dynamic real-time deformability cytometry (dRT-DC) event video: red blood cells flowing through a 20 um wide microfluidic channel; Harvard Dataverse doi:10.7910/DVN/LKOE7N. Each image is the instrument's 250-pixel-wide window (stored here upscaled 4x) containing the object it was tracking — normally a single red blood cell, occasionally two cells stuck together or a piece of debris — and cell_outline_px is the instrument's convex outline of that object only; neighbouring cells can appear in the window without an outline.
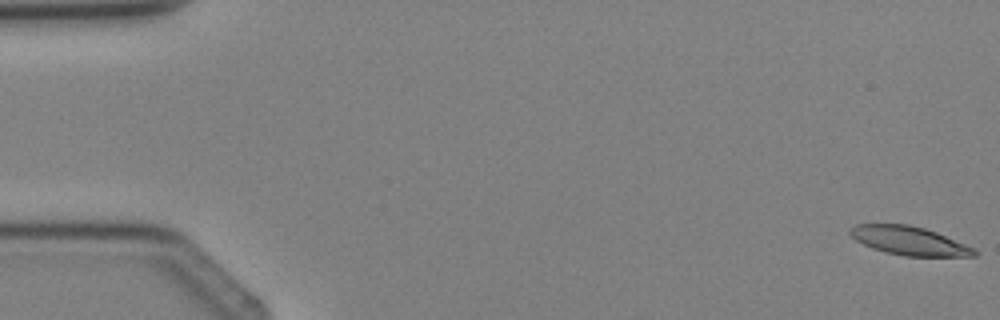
{"species": "Egyptian fruit bat (a non-hibernating species)", "species_latin": "Rousettus aegyptiacus", "temperature_condition": "cold", "stored_images_in_passage": 3, "segment_of_instrument_passage": [2, 2], "camera_frame_rate_fps": 3000, "um_per_image_px": 0.085, "animal": {"sex": "female"}, "frame": {"image": 1, "passage_image": 3, "time_ms": 3.0, "image_size_px": [1000, 320], "cell_outline_px": [[980, 252], [976, 256], [904, 256], [884, 252], [872, 248], [856, 240], [848, 232], [856, 224], [908, 224], [924, 228], [936, 232], [964, 244]], "centroid_in_image_um": [77.27, 20.47], "position_along_channel_um": 7.7, "area_um2": 20.52}}